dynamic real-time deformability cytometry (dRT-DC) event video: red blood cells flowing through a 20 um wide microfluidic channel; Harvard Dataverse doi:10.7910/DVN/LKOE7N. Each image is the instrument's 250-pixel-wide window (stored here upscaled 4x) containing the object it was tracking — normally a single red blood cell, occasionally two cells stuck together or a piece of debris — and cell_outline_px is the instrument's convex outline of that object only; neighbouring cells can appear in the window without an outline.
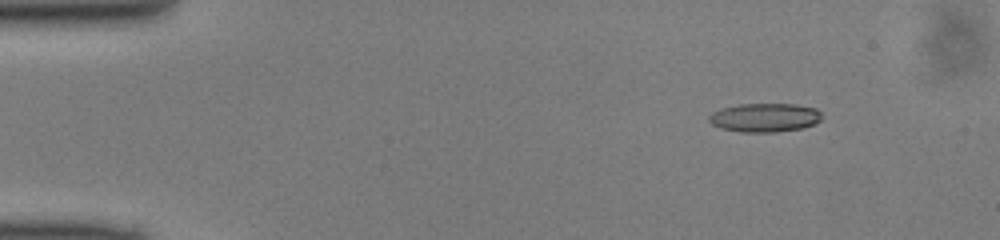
{"species": "common noctule bat (a hibernating species)", "species_latin": "Nyctalus noctula", "temperature_condition": "cold", "stored_images_in_passage": 44, "camera_frame_rate_fps": 3000, "um_per_image_px": 0.085, "animal": {"sex": "male", "body_mass_g": 13.0, "forearm_length_mm": 53.1}, "frame": {"image": 1, "passage_image": 1, "time_ms": 0.0, "image_size_px": [1000, 240], "cell_outline_px": [[820, 120], [804, 128], [776, 132], [740, 132], [720, 128], [712, 124], [708, 120], [708, 116], [712, 112], [720, 108], [740, 104], [796, 104], [816, 108], [820, 112]], "centroid_in_image_um": [64.97, 9.99], "position_along_channel_um": 20.0, "area_um2": 19.02}}
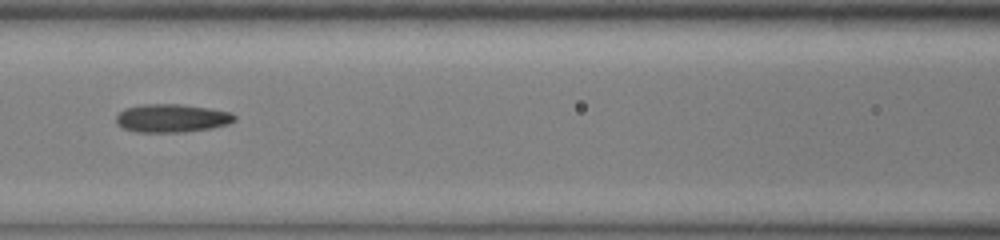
{"frame": {"image": 2, "passage_image": 17, "time_ms": 5.333, "image_size_px": [1000, 240], "cell_outline_px": [[236, 120], [228, 124], [212, 128], [184, 132], [136, 132], [124, 128], [116, 124], [116, 116], [124, 108], [140, 104], [180, 104], [208, 108], [232, 112], [236, 116]], "centroid_in_image_um": [14.6, 10.04], "position_along_channel_um": 152.0, "area_um2": 19.65}}
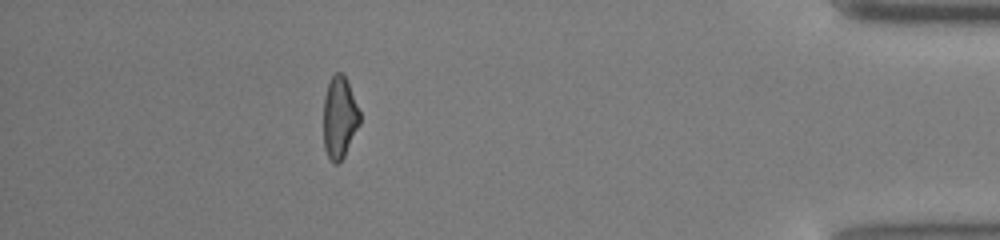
{"frame": {"image": 3, "passage_image": 39, "time_ms": 12.667, "image_size_px": [1000, 240], "cell_outline_px": [[360, 124], [344, 156], [336, 164], [332, 164], [324, 148], [324, 96], [328, 84], [332, 76], [336, 72], [340, 72], [344, 76], [348, 84], [360, 112]], "centroid_in_image_um": [28.85, 10.01], "position_along_channel_um": 406.3, "area_um2": 17.11}}